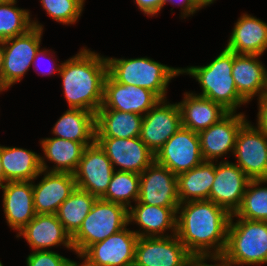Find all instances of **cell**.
I'll list each match as a JSON object with an SVG mask.
<instances>
[{
	"label": "cell",
	"mask_w": 267,
	"mask_h": 266,
	"mask_svg": "<svg viewBox=\"0 0 267 266\" xmlns=\"http://www.w3.org/2000/svg\"><path fill=\"white\" fill-rule=\"evenodd\" d=\"M230 214L211 200L180 203L176 236L193 255H223Z\"/></svg>",
	"instance_id": "obj_1"
},
{
	"label": "cell",
	"mask_w": 267,
	"mask_h": 266,
	"mask_svg": "<svg viewBox=\"0 0 267 266\" xmlns=\"http://www.w3.org/2000/svg\"><path fill=\"white\" fill-rule=\"evenodd\" d=\"M107 74L106 57L87 47L62 62L59 75L68 107L96 113L103 103Z\"/></svg>",
	"instance_id": "obj_2"
},
{
	"label": "cell",
	"mask_w": 267,
	"mask_h": 266,
	"mask_svg": "<svg viewBox=\"0 0 267 266\" xmlns=\"http://www.w3.org/2000/svg\"><path fill=\"white\" fill-rule=\"evenodd\" d=\"M234 52L226 49L209 64L181 68V74L190 75L198 82L202 92L195 95L220 104L228 112H236L247 102L238 94L232 76Z\"/></svg>",
	"instance_id": "obj_3"
},
{
	"label": "cell",
	"mask_w": 267,
	"mask_h": 266,
	"mask_svg": "<svg viewBox=\"0 0 267 266\" xmlns=\"http://www.w3.org/2000/svg\"><path fill=\"white\" fill-rule=\"evenodd\" d=\"M108 74L118 83L135 85L154 92L166 99L167 88L172 78L181 74V68L161 64L151 58L107 57Z\"/></svg>",
	"instance_id": "obj_4"
},
{
	"label": "cell",
	"mask_w": 267,
	"mask_h": 266,
	"mask_svg": "<svg viewBox=\"0 0 267 266\" xmlns=\"http://www.w3.org/2000/svg\"><path fill=\"white\" fill-rule=\"evenodd\" d=\"M223 255L236 266L267 264V221L243 219L232 214Z\"/></svg>",
	"instance_id": "obj_5"
},
{
	"label": "cell",
	"mask_w": 267,
	"mask_h": 266,
	"mask_svg": "<svg viewBox=\"0 0 267 266\" xmlns=\"http://www.w3.org/2000/svg\"><path fill=\"white\" fill-rule=\"evenodd\" d=\"M128 225V209L125 206L96 199L81 227L72 236L74 252L82 254L90 245L103 241Z\"/></svg>",
	"instance_id": "obj_6"
},
{
	"label": "cell",
	"mask_w": 267,
	"mask_h": 266,
	"mask_svg": "<svg viewBox=\"0 0 267 266\" xmlns=\"http://www.w3.org/2000/svg\"><path fill=\"white\" fill-rule=\"evenodd\" d=\"M33 27L25 34L2 41L4 49L2 88L8 89L21 80L32 66L41 47L44 25L32 20Z\"/></svg>",
	"instance_id": "obj_7"
},
{
	"label": "cell",
	"mask_w": 267,
	"mask_h": 266,
	"mask_svg": "<svg viewBox=\"0 0 267 266\" xmlns=\"http://www.w3.org/2000/svg\"><path fill=\"white\" fill-rule=\"evenodd\" d=\"M232 155L251 180L267 178V135L248 120L238 131Z\"/></svg>",
	"instance_id": "obj_8"
},
{
	"label": "cell",
	"mask_w": 267,
	"mask_h": 266,
	"mask_svg": "<svg viewBox=\"0 0 267 266\" xmlns=\"http://www.w3.org/2000/svg\"><path fill=\"white\" fill-rule=\"evenodd\" d=\"M155 161L176 175L198 166L204 161L198 133L181 126L155 153Z\"/></svg>",
	"instance_id": "obj_9"
},
{
	"label": "cell",
	"mask_w": 267,
	"mask_h": 266,
	"mask_svg": "<svg viewBox=\"0 0 267 266\" xmlns=\"http://www.w3.org/2000/svg\"><path fill=\"white\" fill-rule=\"evenodd\" d=\"M114 171L110 159L95 141L85 147L73 175L77 188L99 199L105 195Z\"/></svg>",
	"instance_id": "obj_10"
},
{
	"label": "cell",
	"mask_w": 267,
	"mask_h": 266,
	"mask_svg": "<svg viewBox=\"0 0 267 266\" xmlns=\"http://www.w3.org/2000/svg\"><path fill=\"white\" fill-rule=\"evenodd\" d=\"M191 256L176 235L138 237L133 266H189Z\"/></svg>",
	"instance_id": "obj_11"
},
{
	"label": "cell",
	"mask_w": 267,
	"mask_h": 266,
	"mask_svg": "<svg viewBox=\"0 0 267 266\" xmlns=\"http://www.w3.org/2000/svg\"><path fill=\"white\" fill-rule=\"evenodd\" d=\"M181 126L179 104L160 99L143 116L140 139L155 154Z\"/></svg>",
	"instance_id": "obj_12"
},
{
	"label": "cell",
	"mask_w": 267,
	"mask_h": 266,
	"mask_svg": "<svg viewBox=\"0 0 267 266\" xmlns=\"http://www.w3.org/2000/svg\"><path fill=\"white\" fill-rule=\"evenodd\" d=\"M245 113L228 112L208 129L198 133L200 150L204 161L218 162L234 152L235 141L241 126L247 121Z\"/></svg>",
	"instance_id": "obj_13"
},
{
	"label": "cell",
	"mask_w": 267,
	"mask_h": 266,
	"mask_svg": "<svg viewBox=\"0 0 267 266\" xmlns=\"http://www.w3.org/2000/svg\"><path fill=\"white\" fill-rule=\"evenodd\" d=\"M138 202L160 207H178L177 175L155 160L141 173Z\"/></svg>",
	"instance_id": "obj_14"
},
{
	"label": "cell",
	"mask_w": 267,
	"mask_h": 266,
	"mask_svg": "<svg viewBox=\"0 0 267 266\" xmlns=\"http://www.w3.org/2000/svg\"><path fill=\"white\" fill-rule=\"evenodd\" d=\"M95 141L104 150L116 171L119 168L118 171L141 174L155 160V154L140 137H96Z\"/></svg>",
	"instance_id": "obj_15"
},
{
	"label": "cell",
	"mask_w": 267,
	"mask_h": 266,
	"mask_svg": "<svg viewBox=\"0 0 267 266\" xmlns=\"http://www.w3.org/2000/svg\"><path fill=\"white\" fill-rule=\"evenodd\" d=\"M251 179L233 162H215V179L210 190V200L224 208L230 215L239 209L248 182Z\"/></svg>",
	"instance_id": "obj_16"
},
{
	"label": "cell",
	"mask_w": 267,
	"mask_h": 266,
	"mask_svg": "<svg viewBox=\"0 0 267 266\" xmlns=\"http://www.w3.org/2000/svg\"><path fill=\"white\" fill-rule=\"evenodd\" d=\"M137 239L138 235L126 226L90 245L82 255L97 266H133Z\"/></svg>",
	"instance_id": "obj_17"
},
{
	"label": "cell",
	"mask_w": 267,
	"mask_h": 266,
	"mask_svg": "<svg viewBox=\"0 0 267 266\" xmlns=\"http://www.w3.org/2000/svg\"><path fill=\"white\" fill-rule=\"evenodd\" d=\"M160 98L152 91L116 82L109 74L104 81L103 103L100 108L136 113L144 116Z\"/></svg>",
	"instance_id": "obj_18"
},
{
	"label": "cell",
	"mask_w": 267,
	"mask_h": 266,
	"mask_svg": "<svg viewBox=\"0 0 267 266\" xmlns=\"http://www.w3.org/2000/svg\"><path fill=\"white\" fill-rule=\"evenodd\" d=\"M42 179L33 186V201L36 214H56L59 206L75 190L76 181L72 173L42 170Z\"/></svg>",
	"instance_id": "obj_19"
},
{
	"label": "cell",
	"mask_w": 267,
	"mask_h": 266,
	"mask_svg": "<svg viewBox=\"0 0 267 266\" xmlns=\"http://www.w3.org/2000/svg\"><path fill=\"white\" fill-rule=\"evenodd\" d=\"M24 237L31 251L50 250L63 246L74 252L71 235L65 230L56 214H36L35 217L17 233L16 238Z\"/></svg>",
	"instance_id": "obj_20"
},
{
	"label": "cell",
	"mask_w": 267,
	"mask_h": 266,
	"mask_svg": "<svg viewBox=\"0 0 267 266\" xmlns=\"http://www.w3.org/2000/svg\"><path fill=\"white\" fill-rule=\"evenodd\" d=\"M178 207H160L138 201L128 209V224H136L133 230L138 237H167L176 235ZM167 231L171 233L168 234Z\"/></svg>",
	"instance_id": "obj_21"
},
{
	"label": "cell",
	"mask_w": 267,
	"mask_h": 266,
	"mask_svg": "<svg viewBox=\"0 0 267 266\" xmlns=\"http://www.w3.org/2000/svg\"><path fill=\"white\" fill-rule=\"evenodd\" d=\"M3 190L2 206L7 225L17 233L36 215L32 181H8Z\"/></svg>",
	"instance_id": "obj_22"
},
{
	"label": "cell",
	"mask_w": 267,
	"mask_h": 266,
	"mask_svg": "<svg viewBox=\"0 0 267 266\" xmlns=\"http://www.w3.org/2000/svg\"><path fill=\"white\" fill-rule=\"evenodd\" d=\"M234 24L225 48L236 54L263 56L267 51V23L242 13Z\"/></svg>",
	"instance_id": "obj_23"
},
{
	"label": "cell",
	"mask_w": 267,
	"mask_h": 266,
	"mask_svg": "<svg viewBox=\"0 0 267 266\" xmlns=\"http://www.w3.org/2000/svg\"><path fill=\"white\" fill-rule=\"evenodd\" d=\"M259 58L260 55L234 53L232 76L238 94L248 104L256 96L259 99L265 87L267 69Z\"/></svg>",
	"instance_id": "obj_24"
},
{
	"label": "cell",
	"mask_w": 267,
	"mask_h": 266,
	"mask_svg": "<svg viewBox=\"0 0 267 266\" xmlns=\"http://www.w3.org/2000/svg\"><path fill=\"white\" fill-rule=\"evenodd\" d=\"M183 100L178 102L181 111L182 127L199 133L223 118L228 111L220 104L194 92H185Z\"/></svg>",
	"instance_id": "obj_25"
},
{
	"label": "cell",
	"mask_w": 267,
	"mask_h": 266,
	"mask_svg": "<svg viewBox=\"0 0 267 266\" xmlns=\"http://www.w3.org/2000/svg\"><path fill=\"white\" fill-rule=\"evenodd\" d=\"M44 156L40 155L41 169L49 172L74 173L81 160L85 145L81 142L47 137L40 140ZM54 163L53 167L47 165Z\"/></svg>",
	"instance_id": "obj_26"
},
{
	"label": "cell",
	"mask_w": 267,
	"mask_h": 266,
	"mask_svg": "<svg viewBox=\"0 0 267 266\" xmlns=\"http://www.w3.org/2000/svg\"><path fill=\"white\" fill-rule=\"evenodd\" d=\"M54 137L81 142L89 146L95 142V113L68 108L56 121L52 130Z\"/></svg>",
	"instance_id": "obj_27"
},
{
	"label": "cell",
	"mask_w": 267,
	"mask_h": 266,
	"mask_svg": "<svg viewBox=\"0 0 267 266\" xmlns=\"http://www.w3.org/2000/svg\"><path fill=\"white\" fill-rule=\"evenodd\" d=\"M142 120L136 113L99 108L95 113L96 137H140Z\"/></svg>",
	"instance_id": "obj_28"
},
{
	"label": "cell",
	"mask_w": 267,
	"mask_h": 266,
	"mask_svg": "<svg viewBox=\"0 0 267 266\" xmlns=\"http://www.w3.org/2000/svg\"><path fill=\"white\" fill-rule=\"evenodd\" d=\"M1 164L5 183L8 181H33L42 171L40 155L32 150L0 145Z\"/></svg>",
	"instance_id": "obj_29"
},
{
	"label": "cell",
	"mask_w": 267,
	"mask_h": 266,
	"mask_svg": "<svg viewBox=\"0 0 267 266\" xmlns=\"http://www.w3.org/2000/svg\"><path fill=\"white\" fill-rule=\"evenodd\" d=\"M215 179V162L203 161L189 171L177 175L180 203L210 200V190Z\"/></svg>",
	"instance_id": "obj_30"
},
{
	"label": "cell",
	"mask_w": 267,
	"mask_h": 266,
	"mask_svg": "<svg viewBox=\"0 0 267 266\" xmlns=\"http://www.w3.org/2000/svg\"><path fill=\"white\" fill-rule=\"evenodd\" d=\"M96 197L89 192L75 188L71 195L59 206L56 216L71 237L81 227L90 212Z\"/></svg>",
	"instance_id": "obj_31"
},
{
	"label": "cell",
	"mask_w": 267,
	"mask_h": 266,
	"mask_svg": "<svg viewBox=\"0 0 267 266\" xmlns=\"http://www.w3.org/2000/svg\"><path fill=\"white\" fill-rule=\"evenodd\" d=\"M140 176L134 172L114 171L102 200L118 203L129 209L139 197ZM133 200V201H131Z\"/></svg>",
	"instance_id": "obj_32"
},
{
	"label": "cell",
	"mask_w": 267,
	"mask_h": 266,
	"mask_svg": "<svg viewBox=\"0 0 267 266\" xmlns=\"http://www.w3.org/2000/svg\"><path fill=\"white\" fill-rule=\"evenodd\" d=\"M267 180H250L243 195L242 203L235 215L239 218L267 221Z\"/></svg>",
	"instance_id": "obj_33"
},
{
	"label": "cell",
	"mask_w": 267,
	"mask_h": 266,
	"mask_svg": "<svg viewBox=\"0 0 267 266\" xmlns=\"http://www.w3.org/2000/svg\"><path fill=\"white\" fill-rule=\"evenodd\" d=\"M16 0L0 3V41L25 34L33 27L29 10L19 8Z\"/></svg>",
	"instance_id": "obj_34"
},
{
	"label": "cell",
	"mask_w": 267,
	"mask_h": 266,
	"mask_svg": "<svg viewBox=\"0 0 267 266\" xmlns=\"http://www.w3.org/2000/svg\"><path fill=\"white\" fill-rule=\"evenodd\" d=\"M51 19L63 25H72L80 19L86 0H39Z\"/></svg>",
	"instance_id": "obj_35"
},
{
	"label": "cell",
	"mask_w": 267,
	"mask_h": 266,
	"mask_svg": "<svg viewBox=\"0 0 267 266\" xmlns=\"http://www.w3.org/2000/svg\"><path fill=\"white\" fill-rule=\"evenodd\" d=\"M69 258L53 250L31 251L26 258L27 266H67Z\"/></svg>",
	"instance_id": "obj_36"
},
{
	"label": "cell",
	"mask_w": 267,
	"mask_h": 266,
	"mask_svg": "<svg viewBox=\"0 0 267 266\" xmlns=\"http://www.w3.org/2000/svg\"><path fill=\"white\" fill-rule=\"evenodd\" d=\"M214 262L208 264V261ZM189 266H236L224 255H193L191 256Z\"/></svg>",
	"instance_id": "obj_37"
},
{
	"label": "cell",
	"mask_w": 267,
	"mask_h": 266,
	"mask_svg": "<svg viewBox=\"0 0 267 266\" xmlns=\"http://www.w3.org/2000/svg\"><path fill=\"white\" fill-rule=\"evenodd\" d=\"M53 51L51 50V49H46V48H39V50L37 51V53H36V55H35V57H34V60H33V63H32V66L34 67L33 68V70L35 69V71L36 72H38V70H36L37 68V66H35V65H37L36 63L38 62V61H40L42 58H43V60H44V58H46V57H48V58H46V59H51V61H52V63H50L51 61H49V67H48V71L47 70H45V71H42V72H40V74H42V76H44V75H55L54 73H57V75H59V73H60V70H61V66H62V63H57L58 61L56 60V61H54V59L53 58H55V56H53V53H52ZM40 57H42V58H40ZM38 59H40V60H38ZM39 66V65H38Z\"/></svg>",
	"instance_id": "obj_38"
},
{
	"label": "cell",
	"mask_w": 267,
	"mask_h": 266,
	"mask_svg": "<svg viewBox=\"0 0 267 266\" xmlns=\"http://www.w3.org/2000/svg\"><path fill=\"white\" fill-rule=\"evenodd\" d=\"M168 3L180 7V16L182 19L190 17V15L193 16V14L202 9L196 0H160V11L166 4L168 5Z\"/></svg>",
	"instance_id": "obj_39"
},
{
	"label": "cell",
	"mask_w": 267,
	"mask_h": 266,
	"mask_svg": "<svg viewBox=\"0 0 267 266\" xmlns=\"http://www.w3.org/2000/svg\"><path fill=\"white\" fill-rule=\"evenodd\" d=\"M256 127L267 135V97H260L258 99Z\"/></svg>",
	"instance_id": "obj_40"
},
{
	"label": "cell",
	"mask_w": 267,
	"mask_h": 266,
	"mask_svg": "<svg viewBox=\"0 0 267 266\" xmlns=\"http://www.w3.org/2000/svg\"><path fill=\"white\" fill-rule=\"evenodd\" d=\"M134 3L145 16L157 17L160 12V0H134Z\"/></svg>",
	"instance_id": "obj_41"
},
{
	"label": "cell",
	"mask_w": 267,
	"mask_h": 266,
	"mask_svg": "<svg viewBox=\"0 0 267 266\" xmlns=\"http://www.w3.org/2000/svg\"><path fill=\"white\" fill-rule=\"evenodd\" d=\"M77 255V257L80 258V260L82 259L83 261L80 263H78L77 261L71 260L69 259L68 261V265L67 266H97L96 264L90 262L84 255H82L81 253H75Z\"/></svg>",
	"instance_id": "obj_42"
},
{
	"label": "cell",
	"mask_w": 267,
	"mask_h": 266,
	"mask_svg": "<svg viewBox=\"0 0 267 266\" xmlns=\"http://www.w3.org/2000/svg\"><path fill=\"white\" fill-rule=\"evenodd\" d=\"M3 58H4V49L2 41H0V88H2Z\"/></svg>",
	"instance_id": "obj_43"
},
{
	"label": "cell",
	"mask_w": 267,
	"mask_h": 266,
	"mask_svg": "<svg viewBox=\"0 0 267 266\" xmlns=\"http://www.w3.org/2000/svg\"><path fill=\"white\" fill-rule=\"evenodd\" d=\"M199 5L204 8V7H207L211 4H213L216 0H196Z\"/></svg>",
	"instance_id": "obj_44"
},
{
	"label": "cell",
	"mask_w": 267,
	"mask_h": 266,
	"mask_svg": "<svg viewBox=\"0 0 267 266\" xmlns=\"http://www.w3.org/2000/svg\"><path fill=\"white\" fill-rule=\"evenodd\" d=\"M3 184H5V174L3 166L1 164V156H0V186H2Z\"/></svg>",
	"instance_id": "obj_45"
},
{
	"label": "cell",
	"mask_w": 267,
	"mask_h": 266,
	"mask_svg": "<svg viewBox=\"0 0 267 266\" xmlns=\"http://www.w3.org/2000/svg\"><path fill=\"white\" fill-rule=\"evenodd\" d=\"M261 97H267V71H266L265 87Z\"/></svg>",
	"instance_id": "obj_46"
},
{
	"label": "cell",
	"mask_w": 267,
	"mask_h": 266,
	"mask_svg": "<svg viewBox=\"0 0 267 266\" xmlns=\"http://www.w3.org/2000/svg\"><path fill=\"white\" fill-rule=\"evenodd\" d=\"M11 1H14V0H0V3H8V2H11Z\"/></svg>",
	"instance_id": "obj_47"
},
{
	"label": "cell",
	"mask_w": 267,
	"mask_h": 266,
	"mask_svg": "<svg viewBox=\"0 0 267 266\" xmlns=\"http://www.w3.org/2000/svg\"><path fill=\"white\" fill-rule=\"evenodd\" d=\"M3 91H7V89H5V88H0V94H1Z\"/></svg>",
	"instance_id": "obj_48"
}]
</instances>
